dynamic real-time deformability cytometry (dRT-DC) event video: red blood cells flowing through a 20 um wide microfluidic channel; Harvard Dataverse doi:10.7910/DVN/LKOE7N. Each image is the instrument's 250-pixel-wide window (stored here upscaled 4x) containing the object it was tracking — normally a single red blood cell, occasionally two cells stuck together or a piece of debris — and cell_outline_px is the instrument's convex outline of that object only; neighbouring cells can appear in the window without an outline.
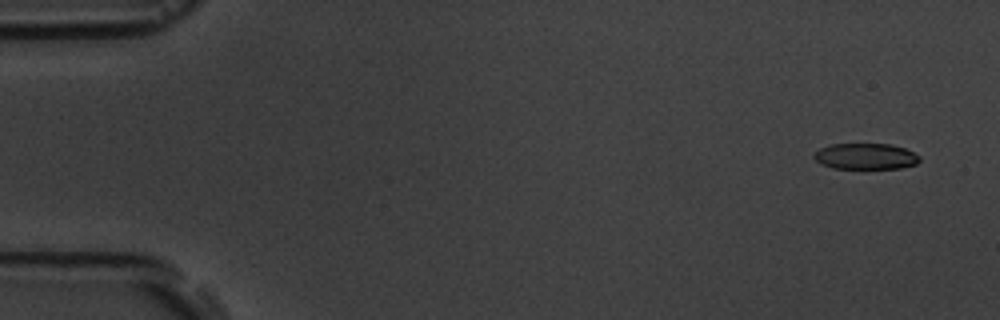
{"species": "common noctule bat (a hibernating species)", "species_latin": "Nyctalus noctula", "temperature_condition": "room temperature", "stored_images_in_passage": 4, "camera_frame_rate_fps": 3000, "um_per_image_px": 0.085, "animal": {"sex": "male", "body_mass_g": 19.5, "forearm_length_mm": 54.6}, "frame": {"image": 1, "passage_image": 1, "time_ms": 0.0, "image_size_px": [1000, 320], "cell_outline_px": [[920, 160], [916, 164], [900, 168], [832, 168], [816, 160], [812, 156], [820, 148], [832, 144], [892, 144], [904, 148], [920, 156]], "centroid_in_image_um": [73.6, 13.28], "position_along_channel_um": 11.4, "area_um2": 15.84}}